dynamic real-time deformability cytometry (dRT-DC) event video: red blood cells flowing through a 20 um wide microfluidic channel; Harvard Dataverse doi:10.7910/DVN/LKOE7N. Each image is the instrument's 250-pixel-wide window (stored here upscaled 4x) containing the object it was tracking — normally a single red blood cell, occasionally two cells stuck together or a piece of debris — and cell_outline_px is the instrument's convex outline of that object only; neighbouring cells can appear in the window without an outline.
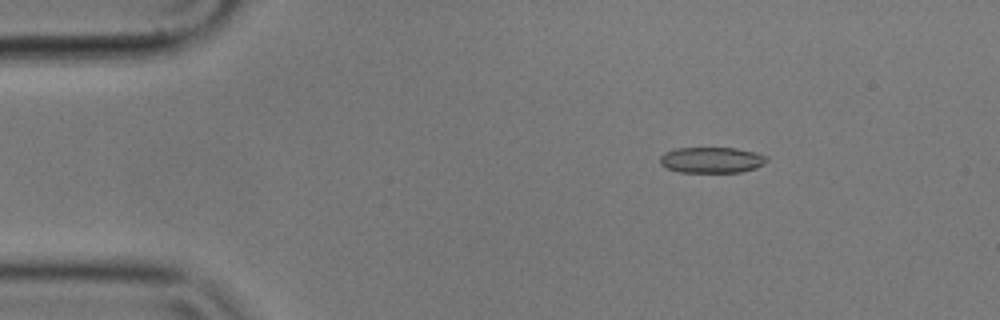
{"species": "common noctule bat (a hibernating species)", "species_latin": "Nyctalus noctula", "temperature_condition": "cold", "stored_images_in_passage": 49, "camera_frame_rate_fps": 3000, "um_per_image_px": 0.085, "animal": {"sex": "male", "body_mass_g": 17.9}, "frame": {"image": 1, "passage_image": 1, "time_ms": 0.0, "image_size_px": [1000, 320], "cell_outline_px": [[768, 160], [764, 164], [756, 168], [740, 172], [680, 172], [668, 168], [660, 164], [660, 156], [664, 152], [676, 148], [736, 148], [756, 152], [768, 156]], "centroid_in_image_um": [60.51, 13.59], "position_along_channel_um": 24.5, "area_um2": 16.18}}
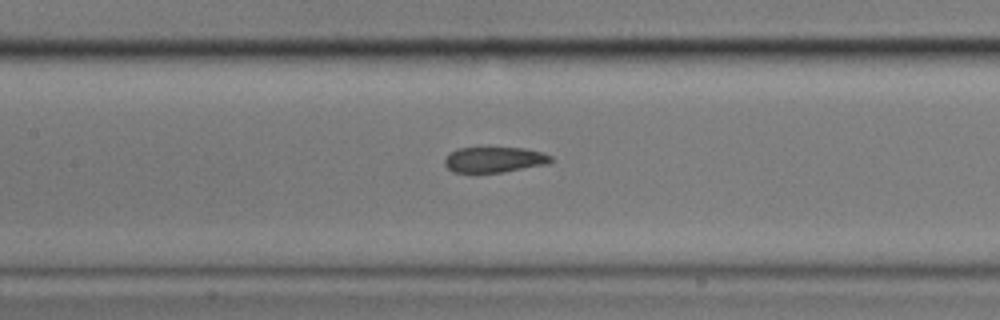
{"frame": {"image": 2, "passage_image": 19, "time_ms": 6.0, "image_size_px": [1000, 320], "cell_outline_px": [[556, 160], [548, 164], [504, 172], [476, 176], [452, 172], [444, 164], [444, 160], [448, 152], [456, 148], [524, 148], [544, 152], [552, 156]], "centroid_in_image_um": [41.98, 13.62], "position_along_channel_um": 165.4, "area_um2": 16.82}}
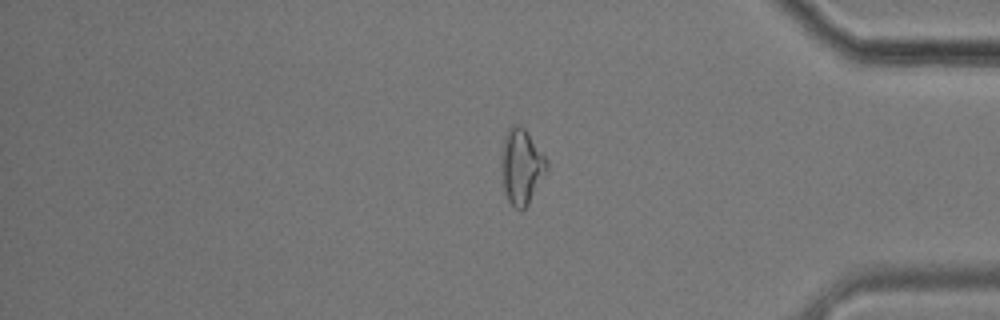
{"frame": {"image": 3, "passage_image": 40, "time_ms": 13.0, "image_size_px": [1000, 320], "cell_outline_px": [[548, 168], [528, 204], [520, 212], [508, 200], [504, 188], [504, 136], [508, 128], [512, 124], [520, 124], [528, 132], [548, 160]], "centroid_in_image_um": [44.38, 14.12], "position_along_channel_um": 390.8, "area_um2": 19.25}, "authors_computed_cell_mechanics": {"area_um2": 17.4556, "velocity_mm_per_s": 3.5587, "shape_relaxation_time_tau1_ms": null, "shape_relaxation_time_tau2_ms": 3.2537, "deformation_change_tau1": null, "deformation_change_tau2": 0.0932}}